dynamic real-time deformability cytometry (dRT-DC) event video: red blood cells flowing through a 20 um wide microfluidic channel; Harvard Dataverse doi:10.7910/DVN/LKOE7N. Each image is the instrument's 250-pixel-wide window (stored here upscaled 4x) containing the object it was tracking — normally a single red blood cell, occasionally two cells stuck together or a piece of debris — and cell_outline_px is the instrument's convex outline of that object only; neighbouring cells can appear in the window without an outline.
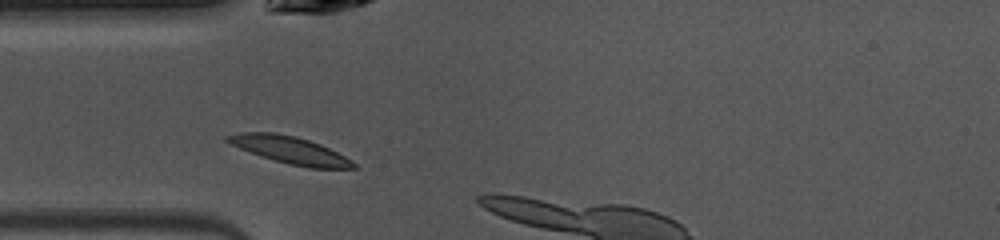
{"species": "common noctule bat (a hibernating species)", "species_latin": "Nyctalus noctula", "temperature_condition": "warm", "stored_images_in_passage": 6, "camera_frame_rate_fps": 3000, "um_per_image_px": 0.085, "animal": {"sex": "female", "body_mass_g": 10.0, "forearm_length_mm": 53.1}, "frame": {"image": 1, "passage_image": 3, "time_ms": 0.667, "image_size_px": [1000, 240], "cell_outline_px": [[356, 168], [308, 168], [288, 164], [240, 148], [224, 140], [224, 136], [240, 132], [276, 132], [296, 136], [320, 144], [352, 160], [356, 164]], "centroid_in_image_um": [24.65, 12.74], "position_along_channel_um": 60.4, "area_um2": 19.71}}